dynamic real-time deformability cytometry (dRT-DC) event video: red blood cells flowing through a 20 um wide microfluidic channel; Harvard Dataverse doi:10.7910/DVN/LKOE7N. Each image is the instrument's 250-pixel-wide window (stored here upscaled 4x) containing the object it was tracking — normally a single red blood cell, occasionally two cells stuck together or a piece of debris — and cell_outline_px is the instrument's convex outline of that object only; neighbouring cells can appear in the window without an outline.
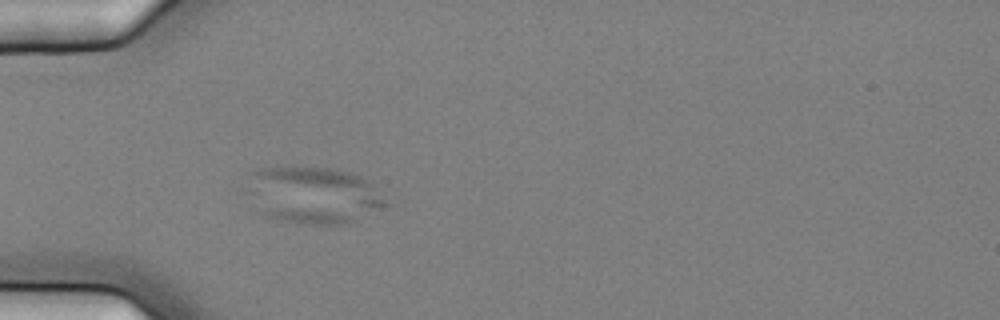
{"species": "common noctule bat (a hibernating species)", "species_latin": "Nyctalus noctula", "temperature_condition": "cold", "stored_images_in_passage": 6, "camera_frame_rate_fps": 3000, "um_per_image_px": 0.085, "animal": {"sex": "female", "body_mass_g": 25.1}, "frame": {"image": 1, "passage_image": 6, "time_ms": 1.667, "image_size_px": [1000, 320], "cell_outline_px": [[392, 204], [344, 224], [296, 224], [264, 216], [240, 192], [252, 172], [260, 168], [276, 164], [292, 164], [328, 168], [352, 172], [368, 180]], "centroid_in_image_um": [26.5, 16.53], "position_along_channel_um": 58.5, "area_um2": 48.09}}